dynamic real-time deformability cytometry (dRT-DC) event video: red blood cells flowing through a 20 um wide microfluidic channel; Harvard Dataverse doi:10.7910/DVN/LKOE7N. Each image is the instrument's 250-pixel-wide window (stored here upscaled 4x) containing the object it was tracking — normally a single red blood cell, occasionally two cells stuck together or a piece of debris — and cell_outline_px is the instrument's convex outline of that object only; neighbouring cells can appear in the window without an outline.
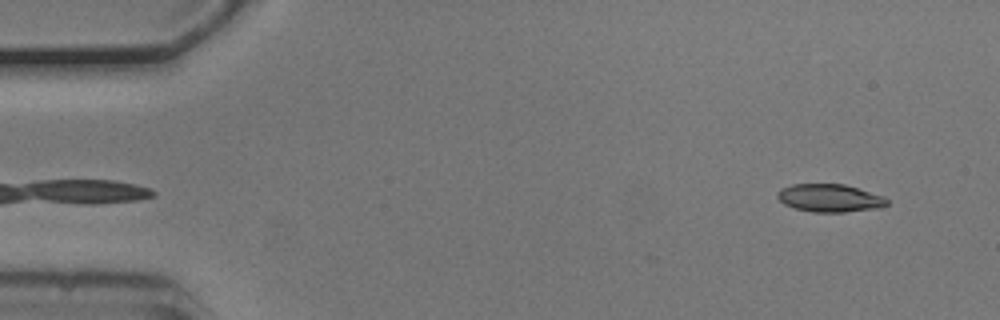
{"species": "common noctule bat (a hibernating species)", "species_latin": "Nyctalus noctula", "temperature_condition": "cold", "stored_images_in_passage": 5, "segment_of_instrument_passage": [1, 2], "camera_frame_rate_fps": 3000, "um_per_image_px": 0.085, "animal": {"sex": "male", "body_mass_g": 20.5, "forearm_length_mm": 52.5}, "frame": {"image": 1, "passage_image": 2, "time_ms": 0.333, "image_size_px": [1000, 320], "cell_outline_px": [[888, 204], [884, 208], [844, 212], [812, 212], [796, 208], [784, 204], [776, 196], [776, 192], [780, 188], [792, 184], [844, 184], [884, 196], [888, 200]], "centroid_in_image_um": [70.54, 16.83], "position_along_channel_um": 14.5, "area_um2": 17.98}}